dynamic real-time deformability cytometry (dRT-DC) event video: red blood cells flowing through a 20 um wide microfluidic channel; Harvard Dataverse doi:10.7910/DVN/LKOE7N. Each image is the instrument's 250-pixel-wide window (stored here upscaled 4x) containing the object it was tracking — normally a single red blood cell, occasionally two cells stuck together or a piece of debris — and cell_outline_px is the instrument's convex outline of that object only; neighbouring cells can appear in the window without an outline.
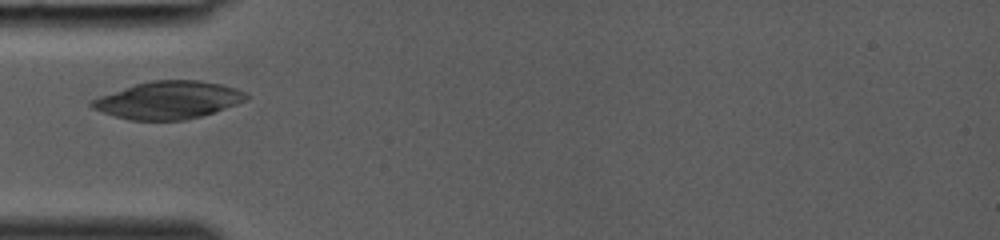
{"species": "common noctule bat (a hibernating species)", "species_latin": "Nyctalus noctula", "temperature_condition": "room temperature", "stored_images_in_passage": 19, "camera_frame_rate_fps": 3000, "um_per_image_px": 0.085, "animal": {"sex": "female", "body_mass_g": 19.0, "forearm_length_mm": 53.3}, "frame": {"image": 1, "passage_image": 1, "time_ms": 0.0, "image_size_px": [1000, 240], "cell_outline_px": [[252, 96], [248, 100], [200, 116], [184, 120], [128, 120], [92, 108], [88, 104], [92, 100], [100, 96], [136, 84], [152, 80], [200, 80], [220, 84], [236, 88]], "centroid_in_image_um": [14.33, 8.5], "position_along_channel_um": 70.7, "area_um2": 33.52}}